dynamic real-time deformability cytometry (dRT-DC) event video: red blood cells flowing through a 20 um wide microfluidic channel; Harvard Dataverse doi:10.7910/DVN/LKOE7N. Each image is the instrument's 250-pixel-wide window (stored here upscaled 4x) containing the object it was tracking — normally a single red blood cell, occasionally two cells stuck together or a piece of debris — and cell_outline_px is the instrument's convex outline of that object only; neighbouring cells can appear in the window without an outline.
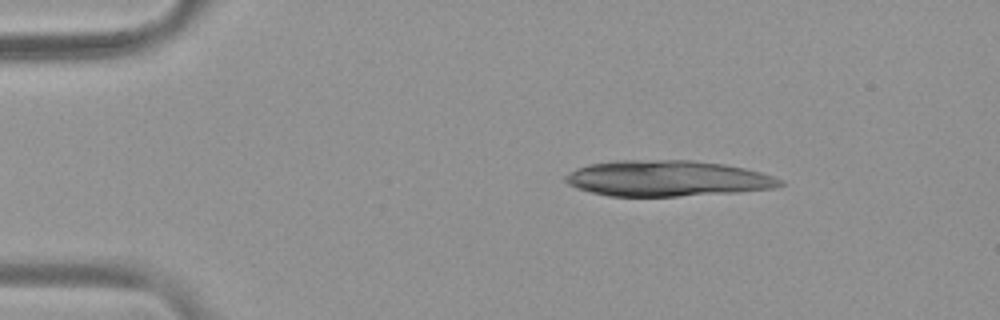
{"species": "common noctule bat (a hibernating species)", "species_latin": "Nyctalus noctula", "temperature_condition": "warm", "stored_images_in_passage": 15, "camera_frame_rate_fps": 3000, "um_per_image_px": 0.085, "animal": {"sex": "female", "body_mass_g": 19.9}, "frame": {"image": 1, "passage_image": 7, "time_ms": 2.0, "image_size_px": [1000, 320], "cell_outline_px": [[784, 184], [776, 188], [736, 192], [676, 196], [608, 196], [576, 188], [568, 184], [564, 180], [564, 176], [580, 168], [592, 164], [616, 160], [692, 160], [724, 164], [744, 168], [760, 172], [784, 180]], "centroid_in_image_um": [56.75, 15.17], "position_along_channel_um": 28.2, "area_um2": 44.62}}